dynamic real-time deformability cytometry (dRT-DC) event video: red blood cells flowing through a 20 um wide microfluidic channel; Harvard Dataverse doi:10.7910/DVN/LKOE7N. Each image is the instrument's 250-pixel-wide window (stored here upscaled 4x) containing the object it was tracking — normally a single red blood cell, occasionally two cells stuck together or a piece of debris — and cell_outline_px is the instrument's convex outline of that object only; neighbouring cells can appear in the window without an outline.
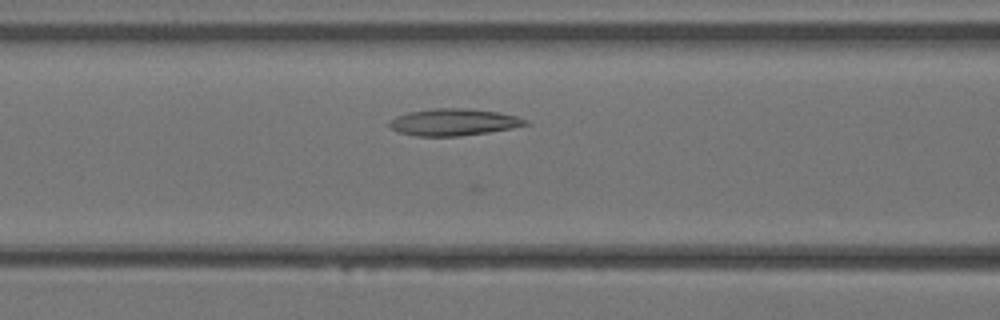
{"species": "Egyptian fruit bat (a non-hibernating species)", "species_latin": "Rousettus aegyptiacus", "temperature_condition": "warm", "stored_images_in_passage": 27, "camera_frame_rate_fps": 3000, "um_per_image_px": 0.085, "animal": {"sex": "female"}, "frame": {"image": 1, "passage_image": 10, "time_ms": 3.0, "image_size_px": [1000, 320], "cell_outline_px": [[528, 124], [512, 128], [488, 132], [460, 136], [416, 136], [400, 132], [392, 128], [388, 124], [388, 120], [396, 116], [408, 112], [436, 108], [464, 108], [496, 112], [516, 116], [528, 120]], "centroid_in_image_um": [38.53, 10.38], "position_along_channel_um": 128.1, "area_um2": 21.15}}
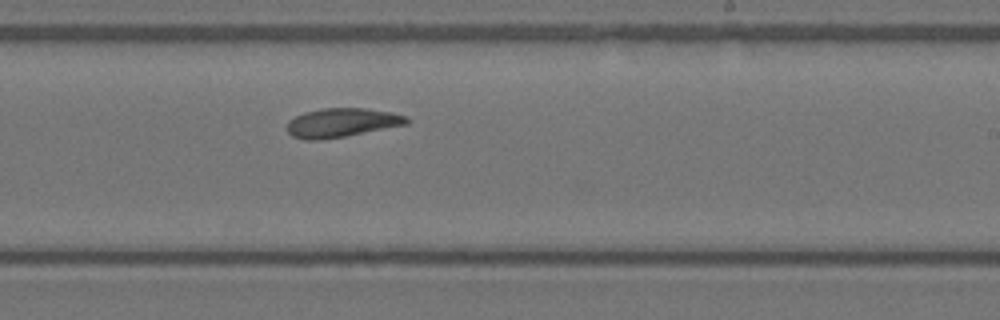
{"frame": {"image": 2, "passage_image": 17, "time_ms": 5.333, "image_size_px": [1000, 320], "cell_outline_px": [[408, 124], [344, 136], [320, 140], [304, 140], [292, 136], [288, 132], [288, 120], [304, 112], [324, 108], [364, 108], [392, 112], [404, 116], [408, 120]], "centroid_in_image_um": [29.02, 10.42], "position_along_channel_um": 260.0, "area_um2": 20.0}}
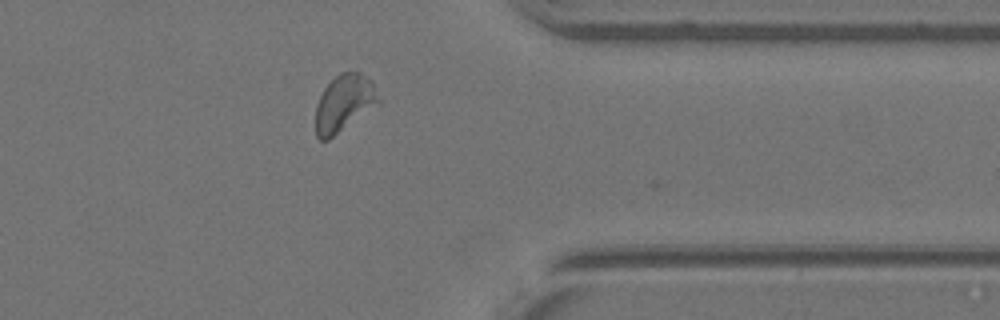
{"frame": {"image": 3, "passage_image": 24, "time_ms": 7.667, "image_size_px": [1000, 320], "cell_outline_px": [[380, 104], [328, 140], [320, 140], [316, 136], [316, 104], [324, 88], [340, 72], [360, 72], [368, 76], [372, 80], [380, 100]], "centroid_in_image_um": [29.27, 8.77], "position_along_channel_um": 382.1, "area_um2": 20.98}}